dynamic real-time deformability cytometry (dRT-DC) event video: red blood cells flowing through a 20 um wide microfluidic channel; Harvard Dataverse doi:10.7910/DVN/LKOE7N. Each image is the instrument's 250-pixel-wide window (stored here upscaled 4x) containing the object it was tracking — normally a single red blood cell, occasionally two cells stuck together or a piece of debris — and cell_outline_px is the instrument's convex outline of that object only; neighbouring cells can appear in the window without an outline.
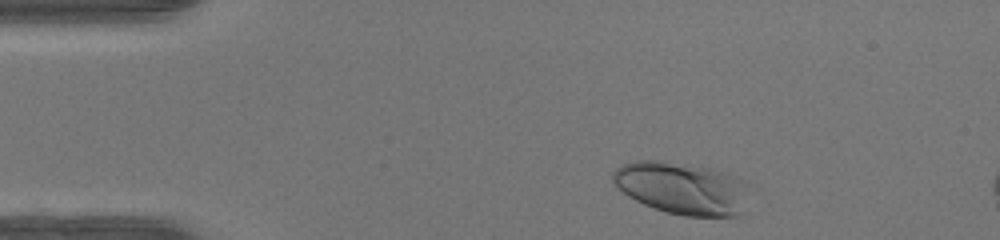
{"species": "human", "species_latin": "Homo sapiens", "temperature_condition": "warm", "stored_images_in_passage": 8, "camera_frame_rate_fps": 3000, "um_per_image_px": 0.085, "donor": {"sex": "female"}, "frame": {"image": 1, "passage_image": 2, "time_ms": 0.333, "image_size_px": [1000, 240], "cell_outline_px": [[748, 184], [744, 212], [736, 216], [684, 216], [668, 212], [644, 204], [628, 196], [616, 188], [612, 180], [612, 172], [616, 168], [624, 164], [636, 160], [660, 160], [712, 168], [724, 172], [744, 180]], "centroid_in_image_um": [57.97, 15.99], "position_along_channel_um": 27.0, "area_um2": 41.79}}